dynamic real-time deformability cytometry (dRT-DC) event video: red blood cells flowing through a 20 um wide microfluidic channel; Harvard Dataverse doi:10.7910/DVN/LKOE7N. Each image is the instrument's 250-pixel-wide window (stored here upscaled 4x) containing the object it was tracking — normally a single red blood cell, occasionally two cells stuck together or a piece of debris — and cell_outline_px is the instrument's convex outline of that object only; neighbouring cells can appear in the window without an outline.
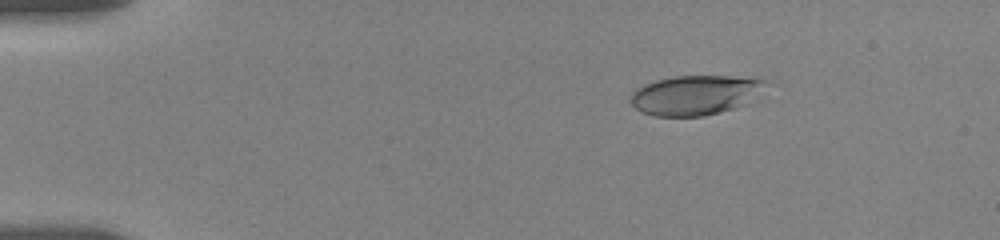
{"species": "human", "species_latin": "Homo sapiens", "temperature_condition": "room temperature", "stored_images_in_passage": 4, "camera_frame_rate_fps": 3000, "um_per_image_px": 0.085, "donor": {"sex": "female"}, "frame": {"image": 1, "passage_image": 2, "time_ms": 1.333, "image_size_px": [1000, 240], "cell_outline_px": [[764, 80], [748, 104], [736, 108], [704, 116], [652, 116], [640, 112], [632, 104], [632, 92], [636, 88], [644, 84], [656, 80], [672, 76], [728, 76]], "centroid_in_image_um": [58.98, 8.1], "position_along_channel_um": 26.0, "area_um2": 30.69}}